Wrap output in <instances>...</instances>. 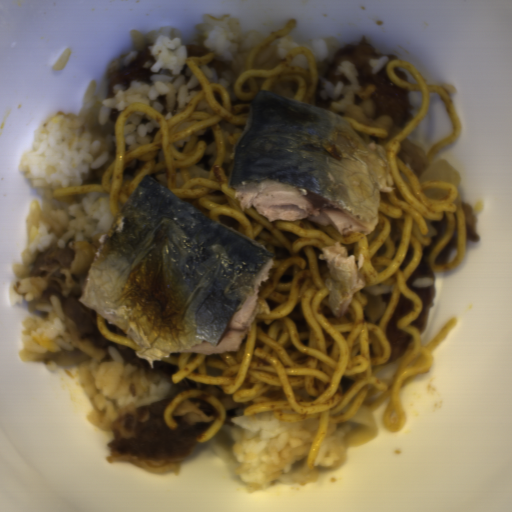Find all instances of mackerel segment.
Masks as SVG:
<instances>
[{"mask_svg": "<svg viewBox=\"0 0 512 512\" xmlns=\"http://www.w3.org/2000/svg\"><path fill=\"white\" fill-rule=\"evenodd\" d=\"M272 251L145 175L101 238L77 298L136 344L134 356L240 351Z\"/></svg>", "mask_w": 512, "mask_h": 512, "instance_id": "1", "label": "mackerel segment"}, {"mask_svg": "<svg viewBox=\"0 0 512 512\" xmlns=\"http://www.w3.org/2000/svg\"><path fill=\"white\" fill-rule=\"evenodd\" d=\"M395 187L384 149L336 112L270 90L253 97L228 185L241 209L371 234L381 191Z\"/></svg>", "mask_w": 512, "mask_h": 512, "instance_id": "2", "label": "mackerel segment"}, {"mask_svg": "<svg viewBox=\"0 0 512 512\" xmlns=\"http://www.w3.org/2000/svg\"><path fill=\"white\" fill-rule=\"evenodd\" d=\"M319 257L327 270V306L333 316L342 319L354 294L367 286L357 272L363 265V254L355 261L354 255H348L347 246L334 241L323 246Z\"/></svg>", "mask_w": 512, "mask_h": 512, "instance_id": "3", "label": "mackerel segment"}]
</instances>
